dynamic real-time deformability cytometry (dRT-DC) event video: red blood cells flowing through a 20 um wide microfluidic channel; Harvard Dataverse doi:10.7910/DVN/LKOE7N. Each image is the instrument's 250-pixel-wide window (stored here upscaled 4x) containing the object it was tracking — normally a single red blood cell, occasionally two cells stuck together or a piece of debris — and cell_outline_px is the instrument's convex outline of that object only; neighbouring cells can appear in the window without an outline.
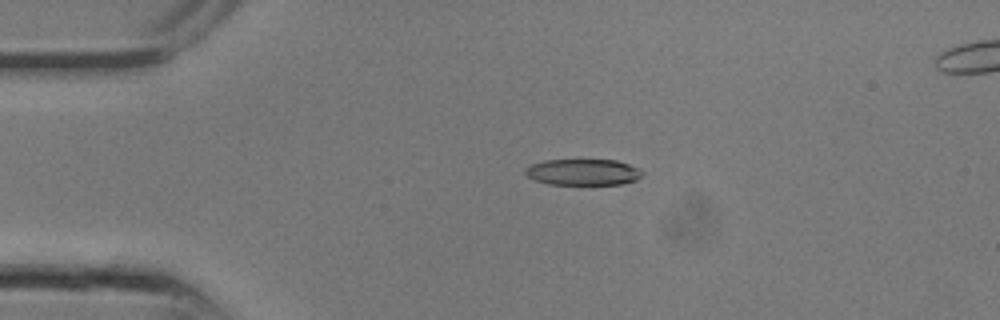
{"species": "common noctule bat (a hibernating species)", "species_latin": "Nyctalus noctula", "temperature_condition": "room temperature", "stored_images_in_passage": 15, "camera_frame_rate_fps": 3000, "um_per_image_px": 0.085, "animal": {"sex": "male", "body_mass_g": 13.3}, "frame": {"image": 1, "passage_image": 6, "time_ms": 1.667, "image_size_px": [1000, 320], "cell_outline_px": [[644, 172], [636, 180], [620, 184], [548, 184], [536, 180], [528, 176], [524, 172], [524, 168], [532, 164], [544, 160], [580, 156], [616, 160], [628, 164]], "centroid_in_image_um": [49.52, 14.56], "position_along_channel_um": 35.5, "area_um2": 18.73}}